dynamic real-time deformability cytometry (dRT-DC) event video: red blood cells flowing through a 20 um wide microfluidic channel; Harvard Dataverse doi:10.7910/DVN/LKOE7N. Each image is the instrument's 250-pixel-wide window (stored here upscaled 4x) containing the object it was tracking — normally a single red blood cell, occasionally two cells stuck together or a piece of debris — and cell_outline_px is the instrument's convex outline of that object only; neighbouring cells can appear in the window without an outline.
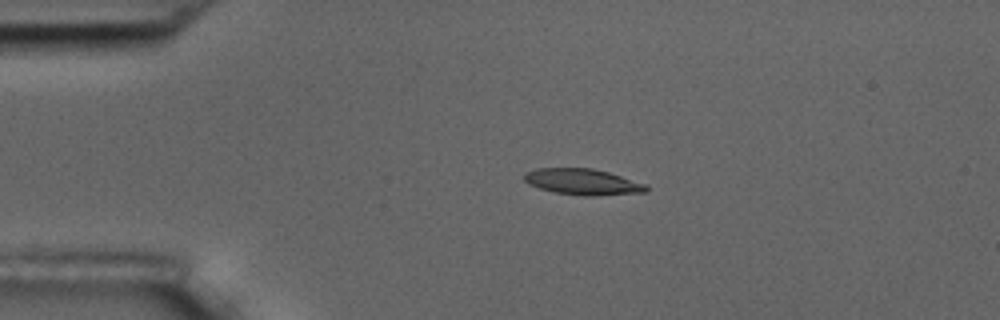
{"species": "common noctule bat (a hibernating species)", "species_latin": "Nyctalus noctula", "temperature_condition": "room temperature", "stored_images_in_passage": 15, "camera_frame_rate_fps": 3000, "um_per_image_px": 0.085, "animal": {"sex": "male", "body_mass_g": 17.5, "forearm_length_mm": 52.3}, "frame": {"image": 1, "passage_image": 3, "time_ms": 3.333, "image_size_px": [1000, 320], "cell_outline_px": [[648, 188], [644, 192], [592, 196], [584, 196], [556, 192], [540, 188], [528, 184], [524, 180], [524, 172], [536, 168], [592, 168], [608, 172], [648, 184]], "centroid_in_image_um": [49.52, 15.45], "position_along_channel_um": 35.5, "area_um2": 18.5}}
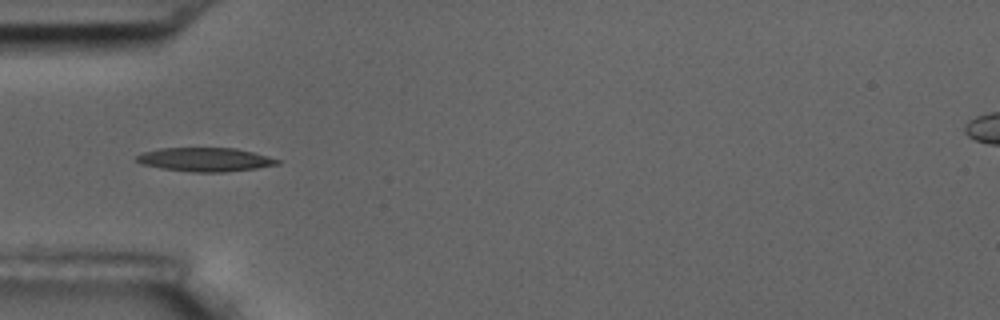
{"frame": {"image": 2, "passage_image": 5, "time_ms": 5.333, "image_size_px": [1000, 320], "cell_outline_px": [[280, 164], [256, 168], [224, 172], [192, 172], [160, 168], [140, 164], [136, 160], [136, 156], [144, 152], [160, 148], [236, 148], [268, 156], [280, 160]], "centroid_in_image_um": [17.43, 13.56], "position_along_channel_um": 67.6, "area_um2": 19.48}}
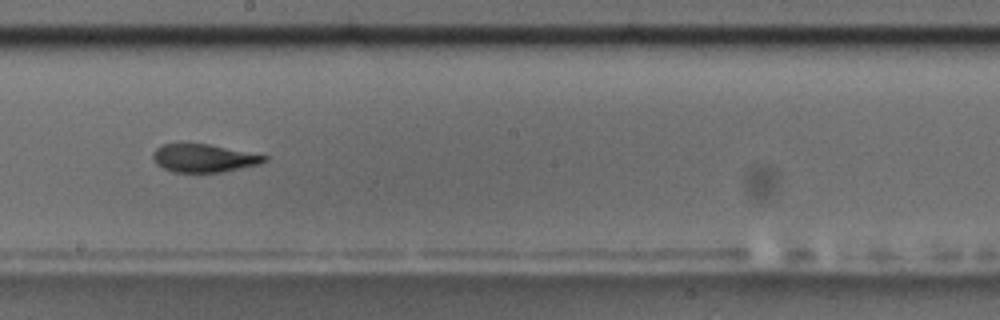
{"frame": {"image": 3, "passage_image": 9, "time_ms": 10.0, "image_size_px": [1000, 320], "cell_outline_px": [[268, 160], [260, 164], [224, 172], [172, 172], [156, 164], [152, 160], [152, 152], [160, 144], [208, 144], [268, 156]], "centroid_in_image_um": [17.3, 13.45], "position_along_channel_um": 230.9, "area_um2": 18.26}, "authors_computed_cell_mechanics": {"area_um2": 18.785, "velocity_mm_per_s": 3.5063, "shape_relaxation_time_tau1_ms": null, "shape_relaxation_time_tau2_ms": 3.2796, "deformation_change_tau1": null, "deformation_change_tau2": 0.0945}}